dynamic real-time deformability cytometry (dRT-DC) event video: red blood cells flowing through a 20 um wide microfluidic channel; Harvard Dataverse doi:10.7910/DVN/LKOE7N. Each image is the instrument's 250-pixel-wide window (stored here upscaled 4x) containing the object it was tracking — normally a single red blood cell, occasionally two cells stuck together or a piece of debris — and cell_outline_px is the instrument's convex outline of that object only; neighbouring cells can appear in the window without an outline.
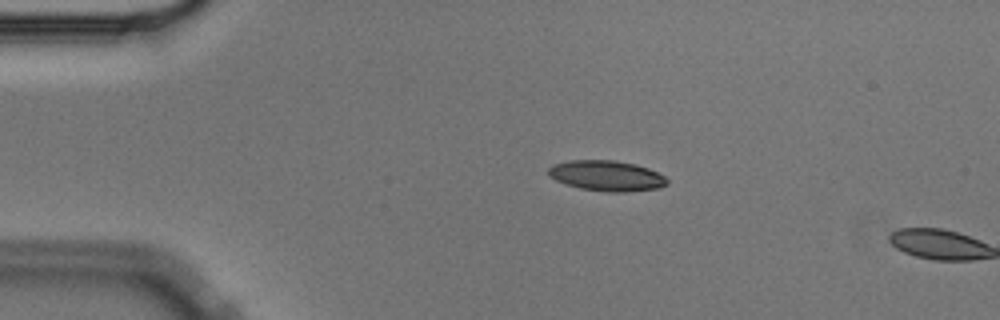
{"species": "Egyptian fruit bat (a non-hibernating species)", "species_latin": "Rousettus aegyptiacus", "temperature_condition": "cold", "stored_images_in_passage": 3, "camera_frame_rate_fps": 3000, "um_per_image_px": 0.085, "animal": {"sex": "male"}, "frame": {"image": 1, "passage_image": 2, "time_ms": 0.333, "image_size_px": [1000, 320], "cell_outline_px": [[668, 184], [660, 188], [624, 192], [608, 192], [580, 188], [556, 180], [548, 176], [548, 168], [552, 164], [572, 160], [612, 160], [636, 164], [648, 168], [664, 176], [668, 180]], "centroid_in_image_um": [51.57, 14.94], "position_along_channel_um": 33.4, "area_um2": 21.04}}